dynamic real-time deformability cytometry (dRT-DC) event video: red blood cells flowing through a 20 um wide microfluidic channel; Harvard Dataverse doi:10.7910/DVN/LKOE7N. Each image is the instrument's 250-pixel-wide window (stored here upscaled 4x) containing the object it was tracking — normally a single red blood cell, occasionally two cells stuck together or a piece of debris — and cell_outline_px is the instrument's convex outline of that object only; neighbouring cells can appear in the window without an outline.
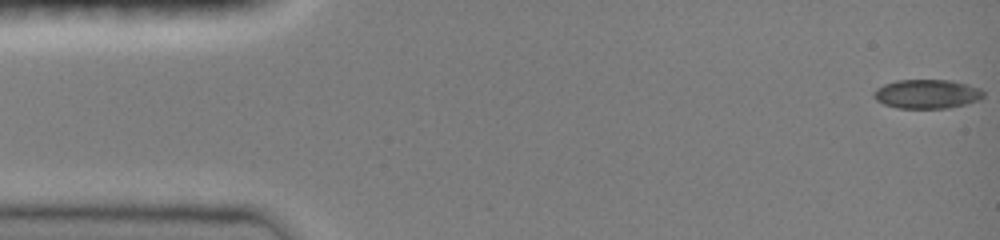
{"species": "common noctule bat (a hibernating species)", "species_latin": "Nyctalus noctula", "temperature_condition": "room temperature", "stored_images_in_passage": 10, "camera_frame_rate_fps": 3000, "um_per_image_px": 0.085, "animal": {"sex": "female", "body_mass_g": 19.0, "forearm_length_mm": 51.5}, "frame": {"image": 1, "passage_image": 1, "time_ms": 0.0, "image_size_px": [1000, 240], "cell_outline_px": [[984, 96], [980, 100], [948, 108], [896, 108], [884, 104], [876, 100], [872, 96], [872, 92], [876, 88], [884, 84], [896, 80], [948, 80], [968, 84], [980, 88], [984, 92]], "centroid_in_image_um": [78.77, 7.98], "position_along_channel_um": 6.2, "area_um2": 18.73}}
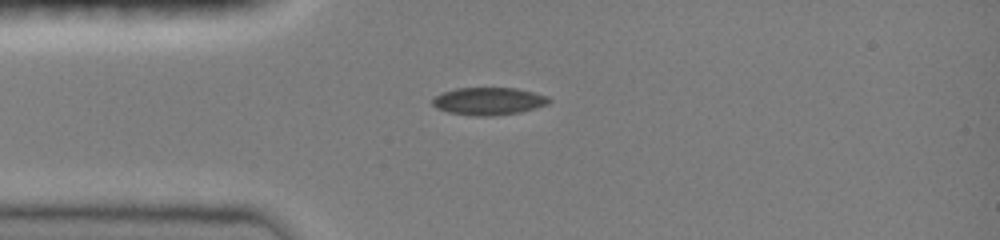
{"frame": {"image": 2, "passage_image": 5, "time_ms": 1.333, "image_size_px": [1000, 240], "cell_outline_px": [[552, 100], [548, 104], [520, 112], [496, 116], [476, 116], [448, 112], [436, 108], [432, 104], [432, 100], [436, 96], [444, 92], [456, 88], [516, 88], [548, 96]], "centroid_in_image_um": [41.54, 8.6], "position_along_channel_um": 43.5, "area_um2": 18.67}}
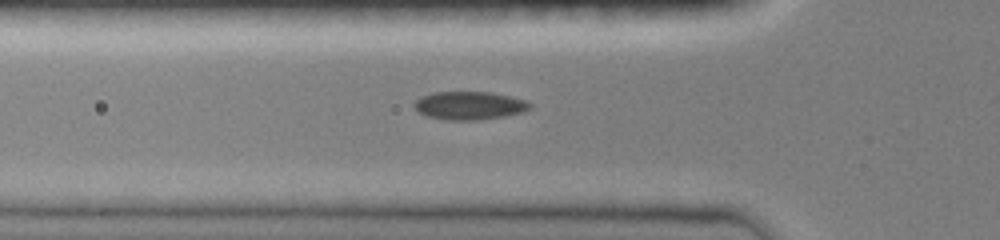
{"frame": {"image": 3, "passage_image": 9, "time_ms": 2.667, "image_size_px": [1000, 240], "cell_outline_px": [[532, 108], [524, 112], [504, 116], [476, 120], [444, 120], [428, 116], [420, 112], [412, 104], [420, 96], [432, 92], [492, 92], [528, 100], [532, 104]], "centroid_in_image_um": [39.93, 8.96], "position_along_channel_um": 85.9, "area_um2": 19.19}}